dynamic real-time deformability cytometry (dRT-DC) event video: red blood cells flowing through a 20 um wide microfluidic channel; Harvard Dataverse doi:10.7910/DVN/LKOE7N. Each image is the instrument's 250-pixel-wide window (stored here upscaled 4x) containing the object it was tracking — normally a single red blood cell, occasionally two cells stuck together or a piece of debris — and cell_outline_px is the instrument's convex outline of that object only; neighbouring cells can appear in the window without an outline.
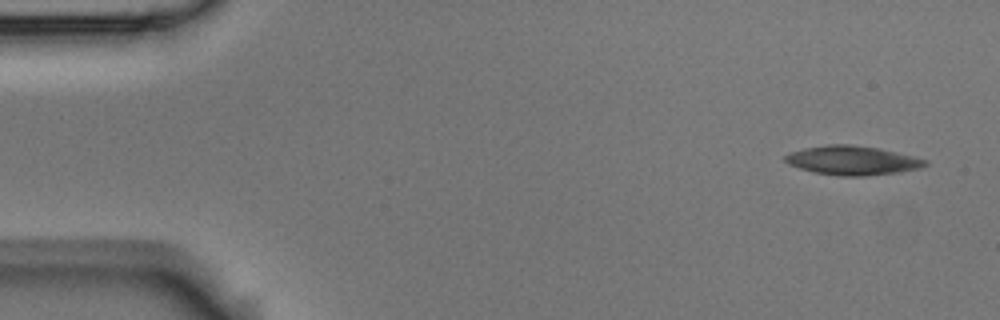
{"species": "Egyptian fruit bat (a non-hibernating species)", "species_latin": "Rousettus aegyptiacus", "temperature_condition": "room temperature", "stored_images_in_passage": 4, "camera_frame_rate_fps": 3000, "um_per_image_px": 0.085, "animal": {"sex": "male"}, "frame": {"image": 1, "passage_image": 1, "time_ms": 0.0, "image_size_px": [1000, 320], "cell_outline_px": [[928, 164], [920, 168], [900, 172], [864, 176], [840, 176], [812, 172], [788, 164], [784, 160], [784, 156], [792, 152], [804, 148], [828, 144], [848, 144], [880, 148], [928, 160]], "centroid_in_image_um": [72.46, 13.64], "position_along_channel_um": 12.5, "area_um2": 23.76}}
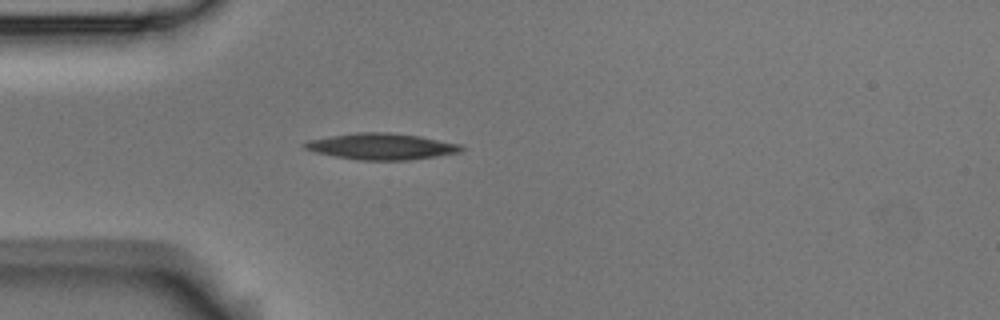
{"frame": {"image": 2, "passage_image": 4, "time_ms": 1.0, "image_size_px": [1000, 320], "cell_outline_px": [[464, 148], [460, 152], [436, 156], [408, 160], [356, 160], [316, 152], [304, 148], [300, 144], [308, 140], [356, 132], [388, 132], [420, 136], [460, 144]], "centroid_in_image_um": [32.41, 12.44], "position_along_channel_um": 52.6, "area_um2": 23.87}}